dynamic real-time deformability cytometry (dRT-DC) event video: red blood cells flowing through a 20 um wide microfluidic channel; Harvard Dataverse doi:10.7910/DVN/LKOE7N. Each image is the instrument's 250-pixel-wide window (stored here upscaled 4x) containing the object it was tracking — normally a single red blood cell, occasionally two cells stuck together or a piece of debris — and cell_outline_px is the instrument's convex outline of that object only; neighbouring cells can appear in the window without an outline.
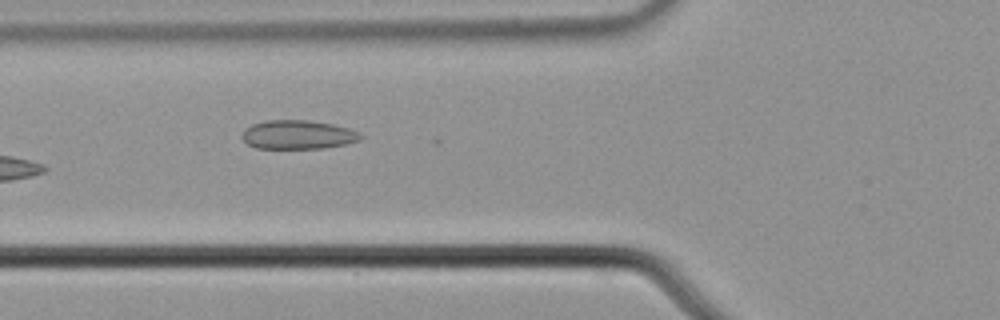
{"species": "common noctule bat (a hibernating species)", "species_latin": "Nyctalus noctula", "temperature_condition": "cold", "stored_images_in_passage": 7, "camera_frame_rate_fps": 3000, "um_per_image_px": 0.085, "animal": {"sex": "male", "body_mass_g": 21.5, "forearm_length_mm": 52.0}, "frame": {"image": 1, "passage_image": 6, "time_ms": 1.667, "image_size_px": [1000, 320], "cell_outline_px": [[364, 136], [360, 140], [344, 144], [324, 148], [256, 148], [248, 144], [240, 136], [244, 128], [252, 124], [268, 120], [308, 120], [332, 124], [348, 128], [360, 132]], "centroid_in_image_um": [25.31, 11.44], "position_along_channel_um": 100.5, "area_um2": 20.0}}
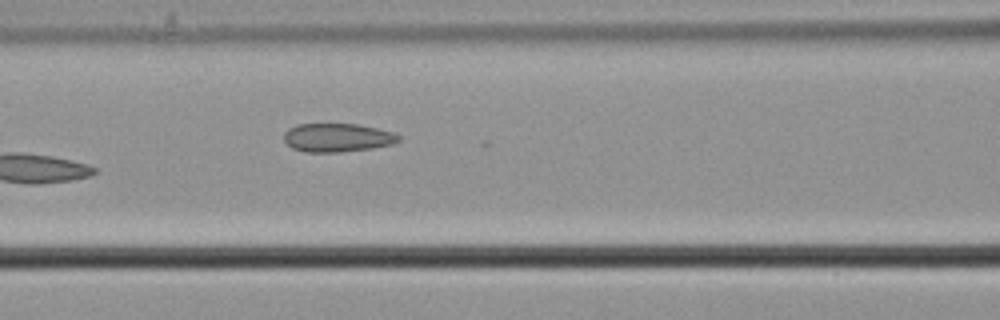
{"frame": {"image": 2, "passage_image": 7, "time_ms": 2.0, "image_size_px": [1000, 320], "cell_outline_px": [[400, 140], [392, 144], [372, 148], [340, 152], [304, 152], [292, 148], [284, 140], [284, 132], [288, 128], [296, 124], [360, 124], [392, 132], [400, 136]], "centroid_in_image_um": [28.65, 11.69], "position_along_channel_um": 138.0, "area_um2": 19.13}}